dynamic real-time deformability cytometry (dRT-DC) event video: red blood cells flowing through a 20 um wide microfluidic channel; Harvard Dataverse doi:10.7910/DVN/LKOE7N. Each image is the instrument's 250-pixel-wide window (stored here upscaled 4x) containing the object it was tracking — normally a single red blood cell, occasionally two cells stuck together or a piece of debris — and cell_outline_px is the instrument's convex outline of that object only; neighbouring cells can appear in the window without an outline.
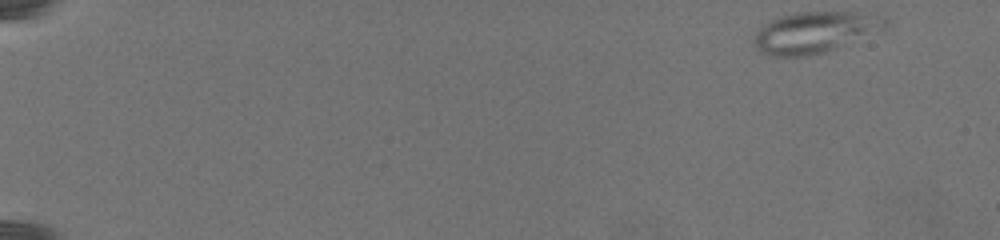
{"species": "common noctule bat (a hibernating species)", "species_latin": "Nyctalus noctula", "temperature_condition": "warm", "stored_images_in_passage": 43, "camera_frame_rate_fps": 3000, "um_per_image_px": 0.085, "animal": {"sex": "female", "body_mass_g": 19.5, "forearm_length_mm": 54.1}, "frame": {"image": 1, "passage_image": 1, "time_ms": 0.0, "image_size_px": [1000, 240], "cell_outline_px": [[892, 24], [884, 32], [824, 52], [804, 56], [768, 56], [756, 48], [752, 40], [756, 32], [764, 24], [780, 16], [796, 12], [856, 12], [888, 16]], "centroid_in_image_um": [69.4, 2.73], "position_along_channel_um": 15.6, "area_um2": 32.37}}